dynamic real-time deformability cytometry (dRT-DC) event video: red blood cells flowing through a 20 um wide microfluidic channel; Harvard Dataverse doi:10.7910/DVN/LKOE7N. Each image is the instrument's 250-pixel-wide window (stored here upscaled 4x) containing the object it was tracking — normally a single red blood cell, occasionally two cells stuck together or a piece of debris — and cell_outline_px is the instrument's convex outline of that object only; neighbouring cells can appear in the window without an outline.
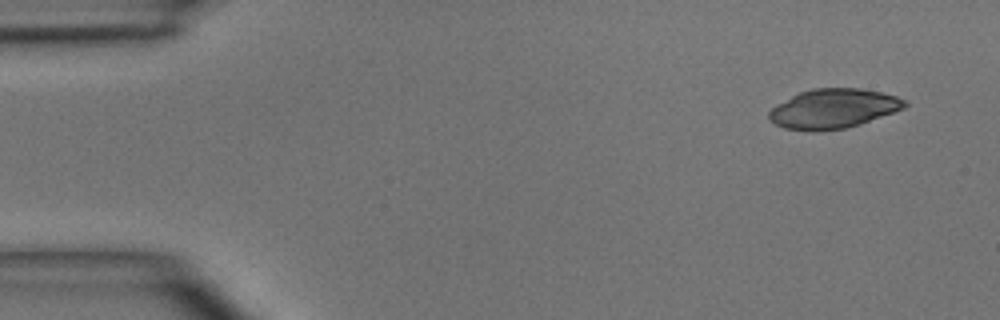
{"species": "common noctule bat (a hibernating species)", "species_latin": "Nyctalus noctula", "temperature_condition": "room temperature", "stored_images_in_passage": 6, "camera_frame_rate_fps": 3000, "um_per_image_px": 0.085, "animal": {"sex": "male", "body_mass_g": 15.6}, "frame": {"image": 1, "passage_image": 1, "time_ms": 0.0, "image_size_px": [1000, 320], "cell_outline_px": [[908, 104], [904, 108], [860, 124], [844, 128], [816, 132], [812, 132], [784, 128], [768, 120], [768, 112], [776, 104], [800, 92], [812, 88], [860, 88], [880, 92], [896, 96], [904, 100]], "centroid_in_image_um": [70.79, 9.24], "position_along_channel_um": 14.2, "area_um2": 31.21}}